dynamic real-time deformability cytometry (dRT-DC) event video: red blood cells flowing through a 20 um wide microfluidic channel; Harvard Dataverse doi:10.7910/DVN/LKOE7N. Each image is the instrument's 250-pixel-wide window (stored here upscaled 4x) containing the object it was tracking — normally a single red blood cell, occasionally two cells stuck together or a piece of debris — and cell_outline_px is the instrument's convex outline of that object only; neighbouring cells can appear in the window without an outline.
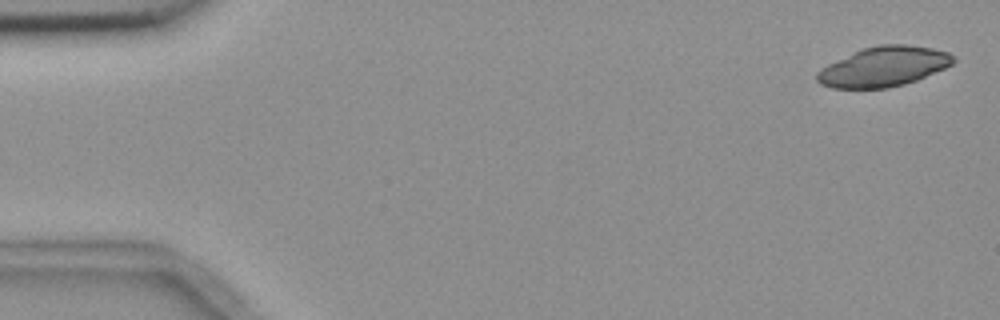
{"species": "common noctule bat (a hibernating species)", "species_latin": "Nyctalus noctula", "temperature_condition": "room temperature", "stored_images_in_passage": 6, "segment_of_instrument_passage": [1, 2], "camera_frame_rate_fps": 3000, "um_per_image_px": 0.085, "animal": {"sex": "female", "body_mass_g": 18.4}, "frame": {"image": 1, "passage_image": 1, "time_ms": 0.0, "image_size_px": [1000, 320], "cell_outline_px": [[956, 60], [952, 64], [944, 68], [916, 80], [904, 84], [884, 88], [832, 88], [820, 84], [816, 80], [816, 72], [820, 68], [828, 64], [864, 48], [880, 44], [904, 44], [932, 48], [948, 52]], "centroid_in_image_um": [75.09, 5.67], "position_along_channel_um": 9.9, "area_um2": 31.33}}